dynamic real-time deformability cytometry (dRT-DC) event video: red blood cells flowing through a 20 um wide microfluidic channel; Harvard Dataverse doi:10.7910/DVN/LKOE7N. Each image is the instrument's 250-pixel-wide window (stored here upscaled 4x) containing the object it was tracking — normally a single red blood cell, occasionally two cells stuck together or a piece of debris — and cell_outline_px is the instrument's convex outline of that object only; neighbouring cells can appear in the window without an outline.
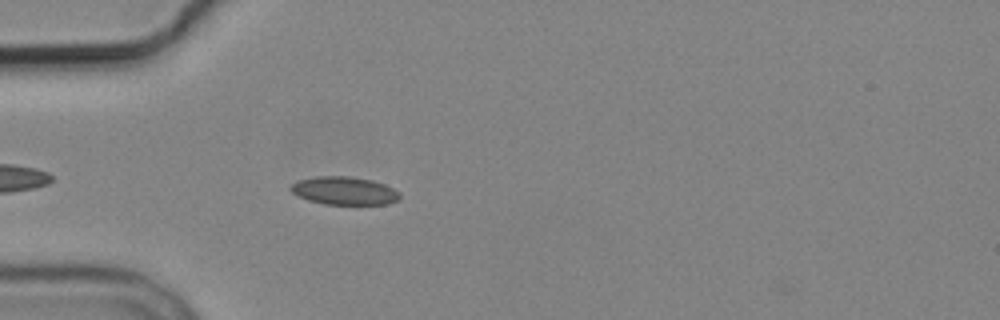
{"species": "common noctule bat (a hibernating species)", "species_latin": "Nyctalus noctula", "temperature_condition": "cold", "stored_images_in_passage": 2, "camera_frame_rate_fps": 3000, "um_per_image_px": 0.085, "animal": {"sex": "male", "body_mass_g": 19.2, "forearm_length_mm": 51.8}, "frame": {"image": 1, "passage_image": 2, "time_ms": 1.333, "image_size_px": [1000, 320], "cell_outline_px": [[400, 200], [388, 204], [324, 204], [308, 200], [292, 192], [288, 188], [292, 184], [300, 180], [316, 176], [348, 176], [372, 180], [384, 184], [400, 192]], "centroid_in_image_um": [29.29, 16.21], "position_along_channel_um": 55.7, "area_um2": 17.8}}